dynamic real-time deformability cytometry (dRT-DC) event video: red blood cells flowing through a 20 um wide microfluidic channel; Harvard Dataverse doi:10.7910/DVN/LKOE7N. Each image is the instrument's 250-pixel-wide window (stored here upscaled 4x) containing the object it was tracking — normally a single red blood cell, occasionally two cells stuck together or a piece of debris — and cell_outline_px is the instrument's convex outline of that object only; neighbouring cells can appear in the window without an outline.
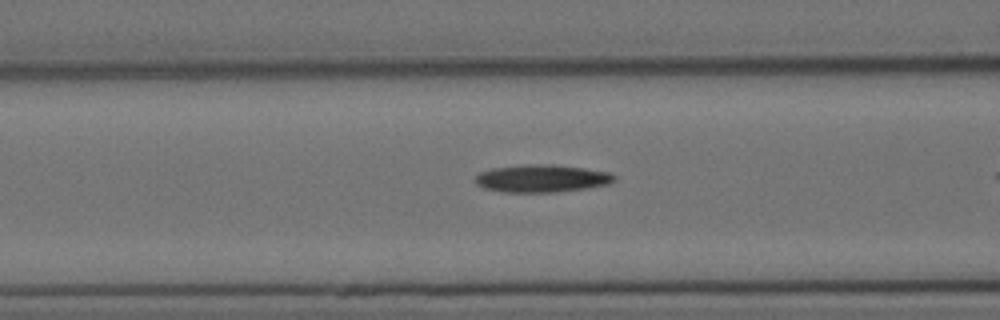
{"species": "Egyptian fruit bat (a non-hibernating species)", "species_latin": "Rousettus aegyptiacus", "temperature_condition": "cold", "stored_images_in_passage": 40, "camera_frame_rate_fps": 3000, "um_per_image_px": 0.085, "animal": {"sex": "female"}, "frame": {"image": 1, "passage_image": 17, "time_ms": 5.333, "image_size_px": [1000, 320], "cell_outline_px": [[616, 180], [608, 184], [588, 188], [556, 192], [504, 192], [484, 188], [476, 184], [472, 180], [480, 172], [492, 168], [524, 164], [552, 164], [584, 168], [612, 172], [616, 176]], "centroid_in_image_um": [46.06, 15.16], "position_along_channel_um": 120.5, "area_um2": 22.66}}
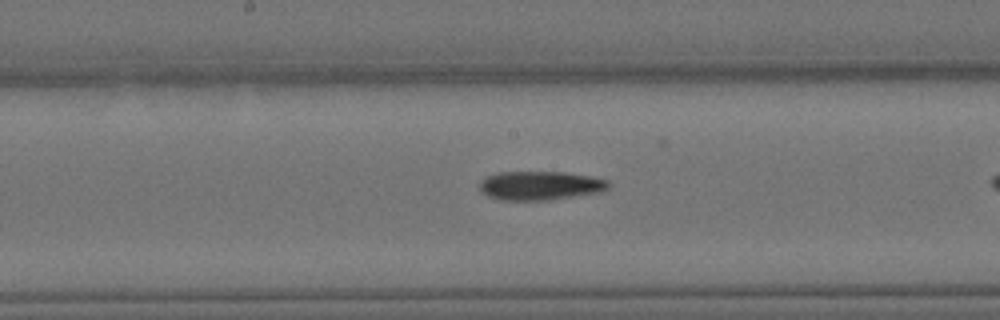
{"frame": {"image": 2, "passage_image": 24, "time_ms": 7.667, "image_size_px": [1000, 320], "cell_outline_px": [[612, 184], [608, 188], [600, 192], [548, 200], [500, 200], [488, 196], [480, 192], [480, 180], [484, 176], [496, 172], [564, 172], [592, 176], [608, 180]], "centroid_in_image_um": [45.89, 15.76], "position_along_channel_um": 202.3, "area_um2": 21.96}}
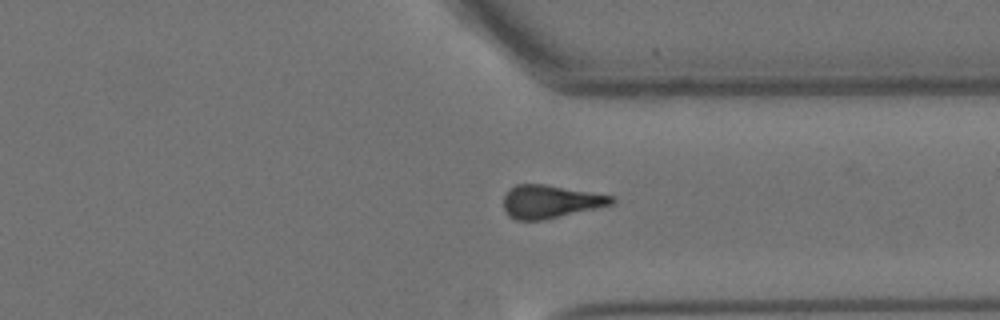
{"frame": {"image": 3, "passage_image": 38, "time_ms": 12.333, "image_size_px": [1000, 320], "cell_outline_px": [[616, 200], [612, 204], [596, 208], [540, 220], [516, 220], [508, 216], [504, 208], [504, 196], [508, 188], [516, 184], [544, 184], [616, 196]], "centroid_in_image_um": [46.76, 17.12], "position_along_channel_um": 364.6, "area_um2": 20.75}}